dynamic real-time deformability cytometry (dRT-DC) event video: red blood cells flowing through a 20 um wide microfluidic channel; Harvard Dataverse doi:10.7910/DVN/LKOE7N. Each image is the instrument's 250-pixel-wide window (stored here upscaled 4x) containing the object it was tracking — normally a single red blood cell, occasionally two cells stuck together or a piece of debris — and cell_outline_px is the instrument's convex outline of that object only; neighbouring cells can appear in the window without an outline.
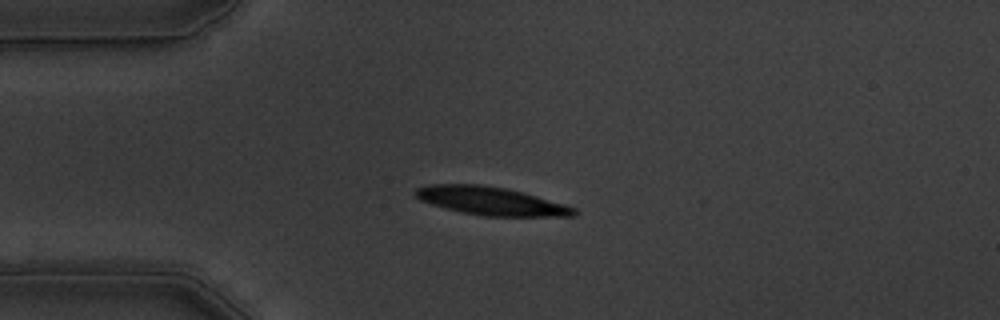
{"species": "common noctule bat (a hibernating species)", "species_latin": "Nyctalus noctula", "temperature_condition": "warm", "stored_images_in_passage": 44, "camera_frame_rate_fps": 3000, "um_per_image_px": 0.085, "animal": {"sex": "male", "body_mass_g": 19.5, "forearm_length_mm": 54.6}, "frame": {"image": 1, "passage_image": 1, "time_ms": 0.0, "image_size_px": [1000, 320], "cell_outline_px": [[580, 212], [576, 216], [484, 216], [464, 212], [432, 204], [420, 200], [412, 192], [416, 188], [428, 184], [480, 184], [504, 188], [524, 192], [564, 204], [576, 208]], "centroid_in_image_um": [41.76, 17.08], "position_along_channel_um": 43.2, "area_um2": 26.01}}
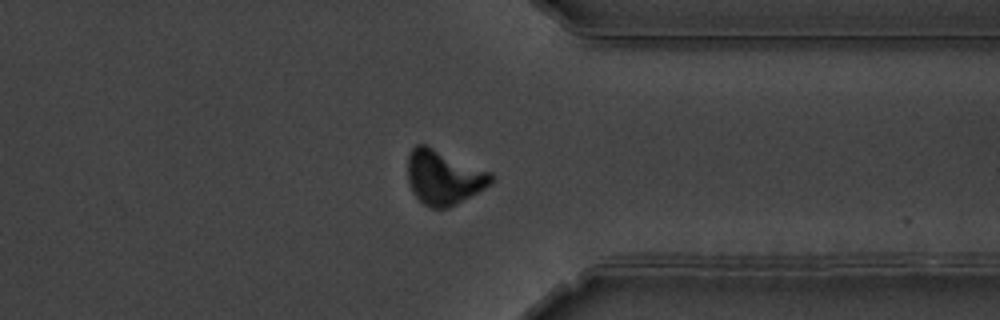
{"frame": {"image": 2, "passage_image": 31, "time_ms": 10.0, "image_size_px": [1000, 320], "cell_outline_px": [[492, 184], [456, 204], [448, 208], [432, 208], [424, 204], [412, 192], [408, 180], [408, 156], [412, 148], [416, 144], [424, 144], [492, 172]], "centroid_in_image_um": [37.71, 15.07], "position_along_channel_um": 373.7, "area_um2": 26.3}}
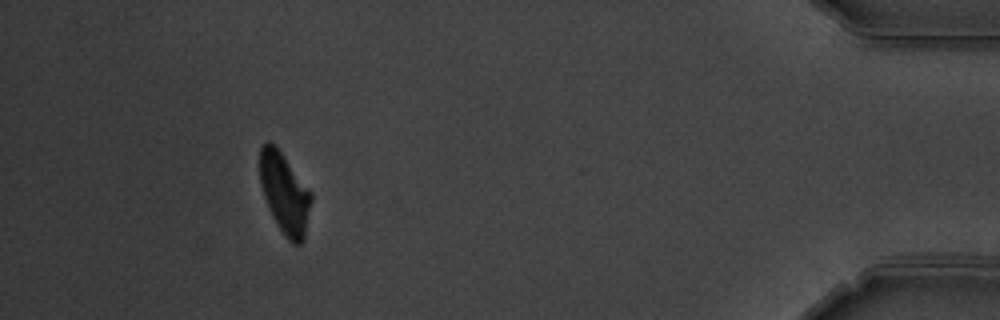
{"frame": {"image": 3, "passage_image": 39, "time_ms": 12.667, "image_size_px": [1000, 320], "cell_outline_px": [[312, 200], [304, 240], [300, 244], [292, 244], [284, 236], [272, 216], [268, 208], [260, 184], [260, 148], [268, 140], [276, 144], [312, 192]], "centroid_in_image_um": [24.2, 16.42], "position_along_channel_um": 411.0, "area_um2": 24.51}, "authors_computed_cell_mechanics": {"area_um2": 26.0389, "velocity_mm_per_s": 3.5302, "shape_relaxation_time_tau1_ms": 4.2013, "shape_relaxation_time_tau2_ms": null, "deformation_change_tau1": 0.1823, "deformation_change_tau2": null}}